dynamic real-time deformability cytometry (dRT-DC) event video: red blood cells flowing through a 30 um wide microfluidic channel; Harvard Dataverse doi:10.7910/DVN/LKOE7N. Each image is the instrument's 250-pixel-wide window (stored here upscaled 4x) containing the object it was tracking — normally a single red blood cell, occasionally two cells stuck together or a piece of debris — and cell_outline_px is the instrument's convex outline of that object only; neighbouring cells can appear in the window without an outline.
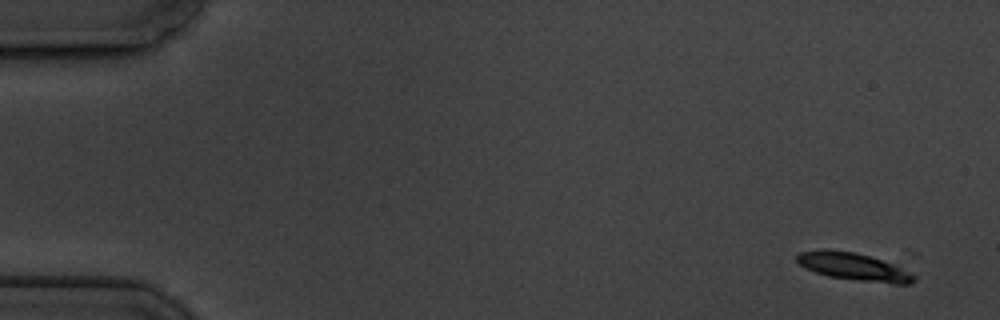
{"species": "common noctule bat (a hibernating species)", "species_latin": "Nyctalus noctula", "temperature_condition": "cold", "stored_images_in_passage": 6, "segment_of_instrument_passage": [2, 2], "camera_frame_rate_fps": 3000, "um_per_image_px": 0.085, "animal": {"sex": "male", "body_mass_g": 19.5, "forearm_length_mm": 54.6}, "frame": {"image": 1, "passage_image": 6, "time_ms": 5.667, "image_size_px": [1000, 320], "cell_outline_px": [[916, 280], [908, 284], [892, 284], [828, 276], [804, 268], [796, 260], [796, 256], [800, 252], [856, 252], [892, 264], [916, 276]], "centroid_in_image_um": [72.61, 22.72], "position_along_channel_um": 12.4, "area_um2": 17.8}}